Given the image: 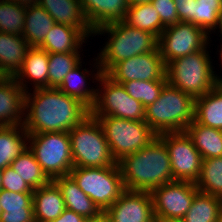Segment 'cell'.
I'll list each match as a JSON object with an SVG mask.
<instances>
[{
  "label": "cell",
  "mask_w": 222,
  "mask_h": 222,
  "mask_svg": "<svg viewBox=\"0 0 222 222\" xmlns=\"http://www.w3.org/2000/svg\"><path fill=\"white\" fill-rule=\"evenodd\" d=\"M108 222H155L150 192L125 190L104 211Z\"/></svg>",
  "instance_id": "obj_15"
},
{
  "label": "cell",
  "mask_w": 222,
  "mask_h": 222,
  "mask_svg": "<svg viewBox=\"0 0 222 222\" xmlns=\"http://www.w3.org/2000/svg\"><path fill=\"white\" fill-rule=\"evenodd\" d=\"M166 83L167 80H131L122 83V85L129 96L140 101L144 107H147L159 98Z\"/></svg>",
  "instance_id": "obj_37"
},
{
  "label": "cell",
  "mask_w": 222,
  "mask_h": 222,
  "mask_svg": "<svg viewBox=\"0 0 222 222\" xmlns=\"http://www.w3.org/2000/svg\"><path fill=\"white\" fill-rule=\"evenodd\" d=\"M165 143L169 156L173 179L196 183L201 174L202 156L194 147L186 131L162 133L158 135Z\"/></svg>",
  "instance_id": "obj_12"
},
{
  "label": "cell",
  "mask_w": 222,
  "mask_h": 222,
  "mask_svg": "<svg viewBox=\"0 0 222 222\" xmlns=\"http://www.w3.org/2000/svg\"><path fill=\"white\" fill-rule=\"evenodd\" d=\"M68 133L73 167L105 168L117 163L96 118L89 115Z\"/></svg>",
  "instance_id": "obj_6"
},
{
  "label": "cell",
  "mask_w": 222,
  "mask_h": 222,
  "mask_svg": "<svg viewBox=\"0 0 222 222\" xmlns=\"http://www.w3.org/2000/svg\"><path fill=\"white\" fill-rule=\"evenodd\" d=\"M28 143L35 159L51 181L70 174L73 159L68 132L29 134Z\"/></svg>",
  "instance_id": "obj_10"
},
{
  "label": "cell",
  "mask_w": 222,
  "mask_h": 222,
  "mask_svg": "<svg viewBox=\"0 0 222 222\" xmlns=\"http://www.w3.org/2000/svg\"><path fill=\"white\" fill-rule=\"evenodd\" d=\"M81 63L82 61L65 75L63 81L57 87V89L69 95L70 97L78 99L89 109H91L94 106V102L96 100L97 89H93V87L88 88V86H86L87 81L90 79H87L90 73L86 68L83 70L81 69Z\"/></svg>",
  "instance_id": "obj_29"
},
{
  "label": "cell",
  "mask_w": 222,
  "mask_h": 222,
  "mask_svg": "<svg viewBox=\"0 0 222 222\" xmlns=\"http://www.w3.org/2000/svg\"><path fill=\"white\" fill-rule=\"evenodd\" d=\"M32 202L35 222L55 220L66 209L63 196L53 181L34 189Z\"/></svg>",
  "instance_id": "obj_22"
},
{
  "label": "cell",
  "mask_w": 222,
  "mask_h": 222,
  "mask_svg": "<svg viewBox=\"0 0 222 222\" xmlns=\"http://www.w3.org/2000/svg\"><path fill=\"white\" fill-rule=\"evenodd\" d=\"M29 48L22 35L0 32V76L14 77L21 69Z\"/></svg>",
  "instance_id": "obj_20"
},
{
  "label": "cell",
  "mask_w": 222,
  "mask_h": 222,
  "mask_svg": "<svg viewBox=\"0 0 222 222\" xmlns=\"http://www.w3.org/2000/svg\"><path fill=\"white\" fill-rule=\"evenodd\" d=\"M63 196L65 208L83 216L96 217L102 213L98 206L79 188L73 177L68 174L52 180Z\"/></svg>",
  "instance_id": "obj_21"
},
{
  "label": "cell",
  "mask_w": 222,
  "mask_h": 222,
  "mask_svg": "<svg viewBox=\"0 0 222 222\" xmlns=\"http://www.w3.org/2000/svg\"><path fill=\"white\" fill-rule=\"evenodd\" d=\"M129 6L150 2V0H127Z\"/></svg>",
  "instance_id": "obj_45"
},
{
  "label": "cell",
  "mask_w": 222,
  "mask_h": 222,
  "mask_svg": "<svg viewBox=\"0 0 222 222\" xmlns=\"http://www.w3.org/2000/svg\"><path fill=\"white\" fill-rule=\"evenodd\" d=\"M90 115V109L57 88H37L25 95L24 129L28 134L69 132Z\"/></svg>",
  "instance_id": "obj_1"
},
{
  "label": "cell",
  "mask_w": 222,
  "mask_h": 222,
  "mask_svg": "<svg viewBox=\"0 0 222 222\" xmlns=\"http://www.w3.org/2000/svg\"><path fill=\"white\" fill-rule=\"evenodd\" d=\"M88 24L95 31L99 27L123 21L129 9L127 0H80Z\"/></svg>",
  "instance_id": "obj_18"
},
{
  "label": "cell",
  "mask_w": 222,
  "mask_h": 222,
  "mask_svg": "<svg viewBox=\"0 0 222 222\" xmlns=\"http://www.w3.org/2000/svg\"><path fill=\"white\" fill-rule=\"evenodd\" d=\"M194 120L207 127L222 130V84L195 99Z\"/></svg>",
  "instance_id": "obj_26"
},
{
  "label": "cell",
  "mask_w": 222,
  "mask_h": 222,
  "mask_svg": "<svg viewBox=\"0 0 222 222\" xmlns=\"http://www.w3.org/2000/svg\"><path fill=\"white\" fill-rule=\"evenodd\" d=\"M70 175L102 212L126 190L118 163L105 168L73 167Z\"/></svg>",
  "instance_id": "obj_9"
},
{
  "label": "cell",
  "mask_w": 222,
  "mask_h": 222,
  "mask_svg": "<svg viewBox=\"0 0 222 222\" xmlns=\"http://www.w3.org/2000/svg\"><path fill=\"white\" fill-rule=\"evenodd\" d=\"M2 176H3V170L0 169V190L2 189V186H1Z\"/></svg>",
  "instance_id": "obj_48"
},
{
  "label": "cell",
  "mask_w": 222,
  "mask_h": 222,
  "mask_svg": "<svg viewBox=\"0 0 222 222\" xmlns=\"http://www.w3.org/2000/svg\"><path fill=\"white\" fill-rule=\"evenodd\" d=\"M85 218L74 211L65 209L55 220L49 222H83Z\"/></svg>",
  "instance_id": "obj_41"
},
{
  "label": "cell",
  "mask_w": 222,
  "mask_h": 222,
  "mask_svg": "<svg viewBox=\"0 0 222 222\" xmlns=\"http://www.w3.org/2000/svg\"><path fill=\"white\" fill-rule=\"evenodd\" d=\"M87 38L79 28L55 23L38 47L48 53L80 52Z\"/></svg>",
  "instance_id": "obj_23"
},
{
  "label": "cell",
  "mask_w": 222,
  "mask_h": 222,
  "mask_svg": "<svg viewBox=\"0 0 222 222\" xmlns=\"http://www.w3.org/2000/svg\"><path fill=\"white\" fill-rule=\"evenodd\" d=\"M48 52L39 47H30L25 56L21 69L14 76L16 82L27 92V83L33 88H48ZM29 82H28V81ZM25 83V84H24Z\"/></svg>",
  "instance_id": "obj_19"
},
{
  "label": "cell",
  "mask_w": 222,
  "mask_h": 222,
  "mask_svg": "<svg viewBox=\"0 0 222 222\" xmlns=\"http://www.w3.org/2000/svg\"><path fill=\"white\" fill-rule=\"evenodd\" d=\"M55 23L79 28L87 37L94 34L83 12L80 0H38Z\"/></svg>",
  "instance_id": "obj_17"
},
{
  "label": "cell",
  "mask_w": 222,
  "mask_h": 222,
  "mask_svg": "<svg viewBox=\"0 0 222 222\" xmlns=\"http://www.w3.org/2000/svg\"><path fill=\"white\" fill-rule=\"evenodd\" d=\"M10 166L33 190L51 181L29 148L13 160Z\"/></svg>",
  "instance_id": "obj_32"
},
{
  "label": "cell",
  "mask_w": 222,
  "mask_h": 222,
  "mask_svg": "<svg viewBox=\"0 0 222 222\" xmlns=\"http://www.w3.org/2000/svg\"><path fill=\"white\" fill-rule=\"evenodd\" d=\"M117 163L126 190L151 192L174 181L169 152L159 136Z\"/></svg>",
  "instance_id": "obj_2"
},
{
  "label": "cell",
  "mask_w": 222,
  "mask_h": 222,
  "mask_svg": "<svg viewBox=\"0 0 222 222\" xmlns=\"http://www.w3.org/2000/svg\"><path fill=\"white\" fill-rule=\"evenodd\" d=\"M221 210V197L198 192L183 219L185 222H217Z\"/></svg>",
  "instance_id": "obj_31"
},
{
  "label": "cell",
  "mask_w": 222,
  "mask_h": 222,
  "mask_svg": "<svg viewBox=\"0 0 222 222\" xmlns=\"http://www.w3.org/2000/svg\"><path fill=\"white\" fill-rule=\"evenodd\" d=\"M195 117V98L166 83L159 98L145 107V122L157 134L185 131Z\"/></svg>",
  "instance_id": "obj_4"
},
{
  "label": "cell",
  "mask_w": 222,
  "mask_h": 222,
  "mask_svg": "<svg viewBox=\"0 0 222 222\" xmlns=\"http://www.w3.org/2000/svg\"><path fill=\"white\" fill-rule=\"evenodd\" d=\"M1 213H2V208H1V202H0V215H1Z\"/></svg>",
  "instance_id": "obj_50"
},
{
  "label": "cell",
  "mask_w": 222,
  "mask_h": 222,
  "mask_svg": "<svg viewBox=\"0 0 222 222\" xmlns=\"http://www.w3.org/2000/svg\"><path fill=\"white\" fill-rule=\"evenodd\" d=\"M155 222H185L183 218H155Z\"/></svg>",
  "instance_id": "obj_44"
},
{
  "label": "cell",
  "mask_w": 222,
  "mask_h": 222,
  "mask_svg": "<svg viewBox=\"0 0 222 222\" xmlns=\"http://www.w3.org/2000/svg\"><path fill=\"white\" fill-rule=\"evenodd\" d=\"M13 1L19 5H23V6H30V5H34V4H38V0H10Z\"/></svg>",
  "instance_id": "obj_43"
},
{
  "label": "cell",
  "mask_w": 222,
  "mask_h": 222,
  "mask_svg": "<svg viewBox=\"0 0 222 222\" xmlns=\"http://www.w3.org/2000/svg\"><path fill=\"white\" fill-rule=\"evenodd\" d=\"M96 72L94 79L102 88H97L94 106L90 109L92 117L113 116L116 118L145 121V107L143 104L129 96L122 84L115 82L106 73L102 72L98 58H96ZM103 91V92H102Z\"/></svg>",
  "instance_id": "obj_7"
},
{
  "label": "cell",
  "mask_w": 222,
  "mask_h": 222,
  "mask_svg": "<svg viewBox=\"0 0 222 222\" xmlns=\"http://www.w3.org/2000/svg\"><path fill=\"white\" fill-rule=\"evenodd\" d=\"M210 36L189 22H178L165 27L158 37V50L165 65L171 61L204 49Z\"/></svg>",
  "instance_id": "obj_11"
},
{
  "label": "cell",
  "mask_w": 222,
  "mask_h": 222,
  "mask_svg": "<svg viewBox=\"0 0 222 222\" xmlns=\"http://www.w3.org/2000/svg\"><path fill=\"white\" fill-rule=\"evenodd\" d=\"M2 189L15 193H33V189L11 168L3 170Z\"/></svg>",
  "instance_id": "obj_38"
},
{
  "label": "cell",
  "mask_w": 222,
  "mask_h": 222,
  "mask_svg": "<svg viewBox=\"0 0 222 222\" xmlns=\"http://www.w3.org/2000/svg\"><path fill=\"white\" fill-rule=\"evenodd\" d=\"M26 6L10 0H0V32L22 35Z\"/></svg>",
  "instance_id": "obj_35"
},
{
  "label": "cell",
  "mask_w": 222,
  "mask_h": 222,
  "mask_svg": "<svg viewBox=\"0 0 222 222\" xmlns=\"http://www.w3.org/2000/svg\"><path fill=\"white\" fill-rule=\"evenodd\" d=\"M32 201L33 193H15L1 189L0 222H35Z\"/></svg>",
  "instance_id": "obj_24"
},
{
  "label": "cell",
  "mask_w": 222,
  "mask_h": 222,
  "mask_svg": "<svg viewBox=\"0 0 222 222\" xmlns=\"http://www.w3.org/2000/svg\"><path fill=\"white\" fill-rule=\"evenodd\" d=\"M150 3L159 13L160 20L165 27L180 22L174 0H150Z\"/></svg>",
  "instance_id": "obj_39"
},
{
  "label": "cell",
  "mask_w": 222,
  "mask_h": 222,
  "mask_svg": "<svg viewBox=\"0 0 222 222\" xmlns=\"http://www.w3.org/2000/svg\"><path fill=\"white\" fill-rule=\"evenodd\" d=\"M217 222H222V210H221L220 213H219Z\"/></svg>",
  "instance_id": "obj_49"
},
{
  "label": "cell",
  "mask_w": 222,
  "mask_h": 222,
  "mask_svg": "<svg viewBox=\"0 0 222 222\" xmlns=\"http://www.w3.org/2000/svg\"><path fill=\"white\" fill-rule=\"evenodd\" d=\"M83 222H108V220H107V217H106L105 213L102 212L101 214H99L96 217L85 218L83 220Z\"/></svg>",
  "instance_id": "obj_42"
},
{
  "label": "cell",
  "mask_w": 222,
  "mask_h": 222,
  "mask_svg": "<svg viewBox=\"0 0 222 222\" xmlns=\"http://www.w3.org/2000/svg\"><path fill=\"white\" fill-rule=\"evenodd\" d=\"M123 21L131 27L153 34L157 39L165 29L159 13L150 2L129 6Z\"/></svg>",
  "instance_id": "obj_30"
},
{
  "label": "cell",
  "mask_w": 222,
  "mask_h": 222,
  "mask_svg": "<svg viewBox=\"0 0 222 222\" xmlns=\"http://www.w3.org/2000/svg\"><path fill=\"white\" fill-rule=\"evenodd\" d=\"M27 141L29 134L23 124L0 126V169L10 166L13 160L29 148Z\"/></svg>",
  "instance_id": "obj_25"
},
{
  "label": "cell",
  "mask_w": 222,
  "mask_h": 222,
  "mask_svg": "<svg viewBox=\"0 0 222 222\" xmlns=\"http://www.w3.org/2000/svg\"><path fill=\"white\" fill-rule=\"evenodd\" d=\"M207 47L208 45L166 65L167 82L195 99L205 95L219 83Z\"/></svg>",
  "instance_id": "obj_5"
},
{
  "label": "cell",
  "mask_w": 222,
  "mask_h": 222,
  "mask_svg": "<svg viewBox=\"0 0 222 222\" xmlns=\"http://www.w3.org/2000/svg\"><path fill=\"white\" fill-rule=\"evenodd\" d=\"M94 118L102 126L111 155L116 162L144 148L158 136L145 121L113 116Z\"/></svg>",
  "instance_id": "obj_8"
},
{
  "label": "cell",
  "mask_w": 222,
  "mask_h": 222,
  "mask_svg": "<svg viewBox=\"0 0 222 222\" xmlns=\"http://www.w3.org/2000/svg\"><path fill=\"white\" fill-rule=\"evenodd\" d=\"M25 95L26 91L14 77L0 76V126L24 123Z\"/></svg>",
  "instance_id": "obj_16"
},
{
  "label": "cell",
  "mask_w": 222,
  "mask_h": 222,
  "mask_svg": "<svg viewBox=\"0 0 222 222\" xmlns=\"http://www.w3.org/2000/svg\"><path fill=\"white\" fill-rule=\"evenodd\" d=\"M179 21L193 24V8L196 0H174Z\"/></svg>",
  "instance_id": "obj_40"
},
{
  "label": "cell",
  "mask_w": 222,
  "mask_h": 222,
  "mask_svg": "<svg viewBox=\"0 0 222 222\" xmlns=\"http://www.w3.org/2000/svg\"><path fill=\"white\" fill-rule=\"evenodd\" d=\"M106 74L120 84L131 80H167L166 65L158 47L152 52L119 61Z\"/></svg>",
  "instance_id": "obj_14"
},
{
  "label": "cell",
  "mask_w": 222,
  "mask_h": 222,
  "mask_svg": "<svg viewBox=\"0 0 222 222\" xmlns=\"http://www.w3.org/2000/svg\"><path fill=\"white\" fill-rule=\"evenodd\" d=\"M219 52H220L221 63H222V45H221V49L219 50ZM218 82H219L220 84H222V78H221V76H220V77L218 76Z\"/></svg>",
  "instance_id": "obj_47"
},
{
  "label": "cell",
  "mask_w": 222,
  "mask_h": 222,
  "mask_svg": "<svg viewBox=\"0 0 222 222\" xmlns=\"http://www.w3.org/2000/svg\"><path fill=\"white\" fill-rule=\"evenodd\" d=\"M105 33L108 42L97 56L103 73L119 61L154 51L158 45V39L153 34L131 27L124 21L109 23L94 31L95 36Z\"/></svg>",
  "instance_id": "obj_3"
},
{
  "label": "cell",
  "mask_w": 222,
  "mask_h": 222,
  "mask_svg": "<svg viewBox=\"0 0 222 222\" xmlns=\"http://www.w3.org/2000/svg\"><path fill=\"white\" fill-rule=\"evenodd\" d=\"M195 184L199 192L222 198V157L203 159Z\"/></svg>",
  "instance_id": "obj_33"
},
{
  "label": "cell",
  "mask_w": 222,
  "mask_h": 222,
  "mask_svg": "<svg viewBox=\"0 0 222 222\" xmlns=\"http://www.w3.org/2000/svg\"><path fill=\"white\" fill-rule=\"evenodd\" d=\"M218 29H220L219 30V32L221 33V37H222V10H221V12H220V14H219V18H218Z\"/></svg>",
  "instance_id": "obj_46"
},
{
  "label": "cell",
  "mask_w": 222,
  "mask_h": 222,
  "mask_svg": "<svg viewBox=\"0 0 222 222\" xmlns=\"http://www.w3.org/2000/svg\"><path fill=\"white\" fill-rule=\"evenodd\" d=\"M202 159L222 157V130L203 126L195 120L185 130Z\"/></svg>",
  "instance_id": "obj_28"
},
{
  "label": "cell",
  "mask_w": 222,
  "mask_h": 222,
  "mask_svg": "<svg viewBox=\"0 0 222 222\" xmlns=\"http://www.w3.org/2000/svg\"><path fill=\"white\" fill-rule=\"evenodd\" d=\"M79 53H48V88H57L65 75L81 62Z\"/></svg>",
  "instance_id": "obj_34"
},
{
  "label": "cell",
  "mask_w": 222,
  "mask_h": 222,
  "mask_svg": "<svg viewBox=\"0 0 222 222\" xmlns=\"http://www.w3.org/2000/svg\"><path fill=\"white\" fill-rule=\"evenodd\" d=\"M54 24V19L39 4L27 6L22 37L30 47H38Z\"/></svg>",
  "instance_id": "obj_27"
},
{
  "label": "cell",
  "mask_w": 222,
  "mask_h": 222,
  "mask_svg": "<svg viewBox=\"0 0 222 222\" xmlns=\"http://www.w3.org/2000/svg\"><path fill=\"white\" fill-rule=\"evenodd\" d=\"M222 0H196L193 8V24L203 29L208 35L216 31Z\"/></svg>",
  "instance_id": "obj_36"
},
{
  "label": "cell",
  "mask_w": 222,
  "mask_h": 222,
  "mask_svg": "<svg viewBox=\"0 0 222 222\" xmlns=\"http://www.w3.org/2000/svg\"><path fill=\"white\" fill-rule=\"evenodd\" d=\"M198 192L195 183L177 180L153 189L150 194L155 218H183Z\"/></svg>",
  "instance_id": "obj_13"
}]
</instances>
